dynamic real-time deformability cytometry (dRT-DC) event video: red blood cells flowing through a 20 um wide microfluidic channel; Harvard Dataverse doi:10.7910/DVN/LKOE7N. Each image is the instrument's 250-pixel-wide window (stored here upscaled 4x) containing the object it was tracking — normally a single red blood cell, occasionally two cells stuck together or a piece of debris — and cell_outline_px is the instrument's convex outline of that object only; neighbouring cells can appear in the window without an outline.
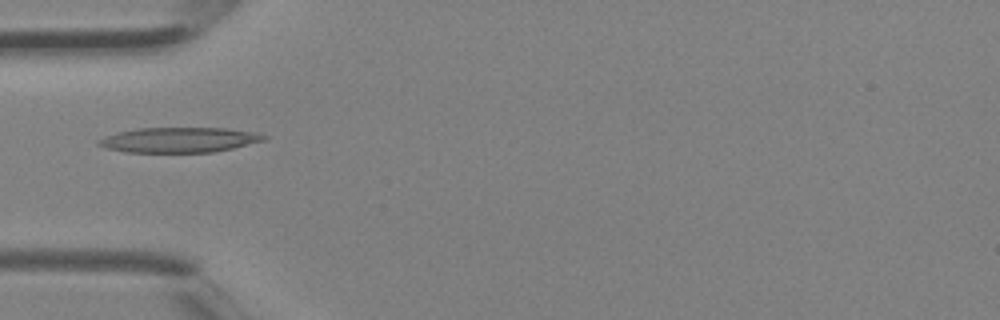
{"species": "Egyptian fruit bat (a non-hibernating species)", "species_latin": "Rousettus aegyptiacus", "temperature_condition": "room temperature", "stored_images_in_passage": 3, "camera_frame_rate_fps": 3000, "um_per_image_px": 0.085, "animal": {"sex": "female"}, "frame": {"image": 1, "passage_image": 3, "time_ms": 0.667, "image_size_px": [1000, 320], "cell_outline_px": [[268, 136], [264, 140], [232, 148], [212, 152], [124, 152], [108, 148], [96, 144], [96, 140], [104, 136], [136, 128], [224, 128], [252, 132]], "centroid_in_image_um": [15.17, 11.89], "position_along_channel_um": 69.8, "area_um2": 23.93}}